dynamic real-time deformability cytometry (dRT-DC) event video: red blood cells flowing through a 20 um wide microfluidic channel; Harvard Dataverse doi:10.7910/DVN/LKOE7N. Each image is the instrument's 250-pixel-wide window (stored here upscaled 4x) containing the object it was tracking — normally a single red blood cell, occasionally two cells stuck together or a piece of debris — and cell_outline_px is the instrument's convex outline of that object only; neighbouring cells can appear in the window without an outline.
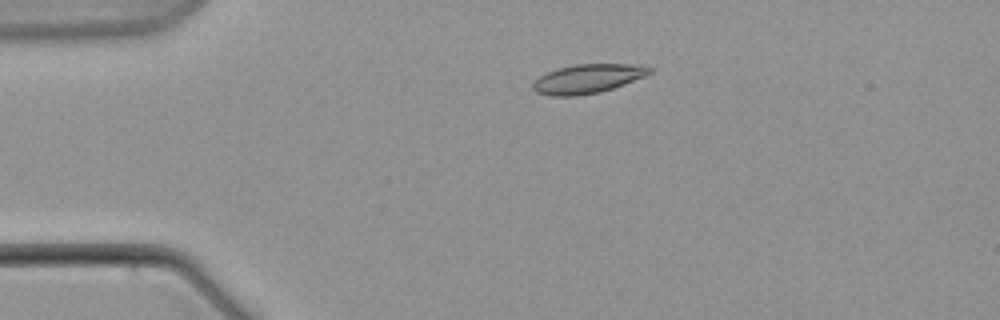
{"species": "common noctule bat (a hibernating species)", "species_latin": "Nyctalus noctula", "temperature_condition": "warm", "stored_images_in_passage": 4, "camera_frame_rate_fps": 3000, "um_per_image_px": 0.085, "animal": {"sex": "male", "body_mass_g": 21.5, "forearm_length_mm": 52.0}, "frame": {"image": 1, "passage_image": 1, "time_ms": 0.0, "image_size_px": [1000, 320], "cell_outline_px": [[652, 72], [644, 76], [624, 84], [600, 92], [576, 96], [548, 96], [536, 92], [532, 88], [532, 84], [540, 76], [556, 68], [576, 64], [640, 64], [652, 68]], "centroid_in_image_um": [49.94, 6.69], "position_along_channel_um": 35.1, "area_um2": 19.77}}
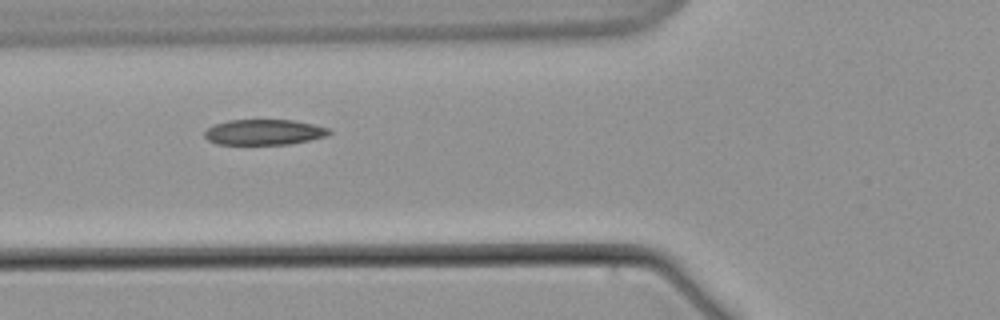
{"frame": {"image": 2, "passage_image": 4, "time_ms": 3.667, "image_size_px": [1000, 320], "cell_outline_px": [[332, 132], [328, 136], [288, 144], [216, 144], [208, 140], [204, 136], [204, 132], [212, 124], [228, 120], [292, 120], [312, 124], [328, 128]], "centroid_in_image_um": [22.41, 11.23], "position_along_channel_um": 103.4, "area_um2": 18.5}}